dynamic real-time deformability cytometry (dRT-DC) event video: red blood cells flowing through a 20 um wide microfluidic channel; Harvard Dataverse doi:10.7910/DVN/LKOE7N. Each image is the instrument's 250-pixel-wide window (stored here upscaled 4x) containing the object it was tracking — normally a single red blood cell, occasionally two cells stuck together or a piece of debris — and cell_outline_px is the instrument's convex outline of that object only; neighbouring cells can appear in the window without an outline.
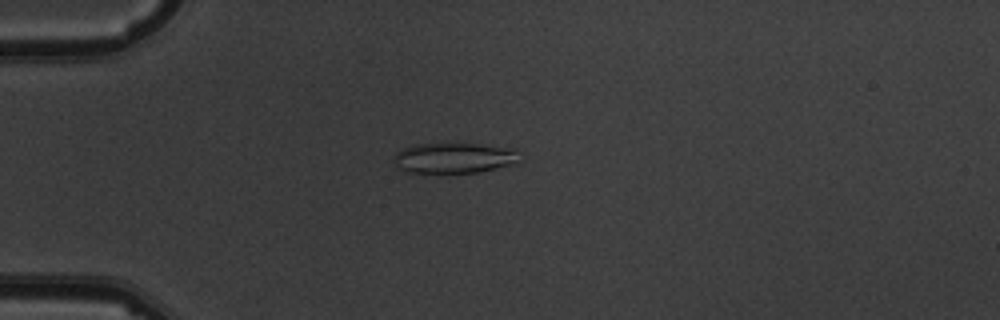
{"species": "common noctule bat (a hibernating species)", "species_latin": "Nyctalus noctula", "temperature_condition": "warm", "stored_images_in_passage": 9, "camera_frame_rate_fps": 3000, "um_per_image_px": 0.085, "animal": {"sex": "male", "body_mass_g": 19.5, "forearm_length_mm": 54.6}, "frame": {"image": 1, "passage_image": 2, "time_ms": 1.333, "image_size_px": [1000, 320], "cell_outline_px": [[516, 164], [480, 172], [408, 172], [400, 168], [396, 164], [396, 152], [404, 148], [416, 144], [476, 144], [516, 148]], "centroid_in_image_um": [38.63, 13.42], "position_along_channel_um": 46.4, "area_um2": 21.85}}
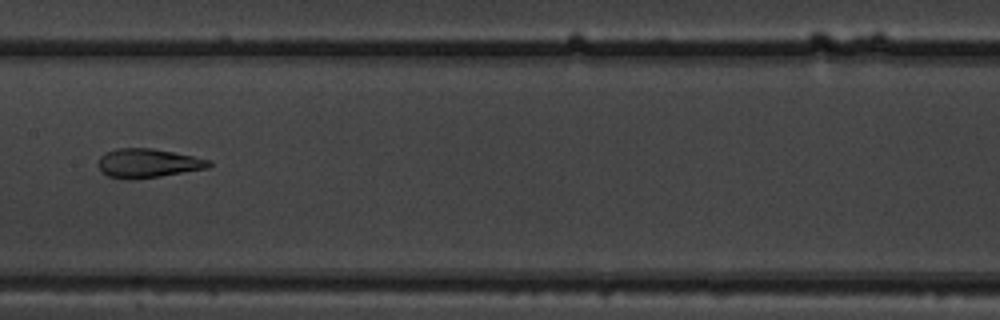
{"frame": {"image": 2, "passage_image": 6, "time_ms": 6.0, "image_size_px": [1000, 320], "cell_outline_px": [[212, 164], [208, 168], [136, 180], [124, 180], [108, 176], [100, 172], [96, 164], [100, 156], [104, 152], [116, 148], [152, 148], [212, 160]], "centroid_in_image_um": [12.5, 13.88], "position_along_channel_um": 194.9, "area_um2": 19.07}}
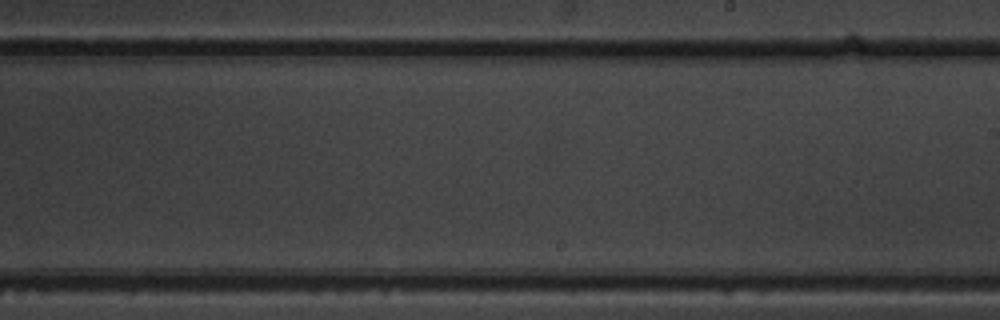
{"frame": {"image": 3, "passage_image": 8, "time_ms": 9.0, "image_size_px": [1000, 320], "cell_outline_px": [[756, 112], [744, 116], [612, 116], [588, 112], [572, 96], [576, 92], [688, 92], [708, 96]], "centroid_in_image_um": [55.83, 8.88], "position_along_channel_um": 233.2, "area_um2": 25.49}}